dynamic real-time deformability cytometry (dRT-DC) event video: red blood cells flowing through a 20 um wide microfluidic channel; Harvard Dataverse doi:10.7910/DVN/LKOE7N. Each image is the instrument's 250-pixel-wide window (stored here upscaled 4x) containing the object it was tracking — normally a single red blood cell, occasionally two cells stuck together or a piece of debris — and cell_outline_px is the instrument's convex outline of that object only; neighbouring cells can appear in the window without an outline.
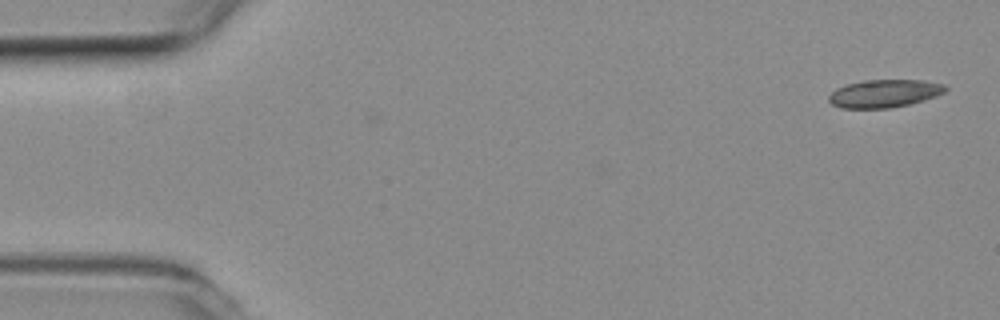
{"species": "common noctule bat (a hibernating species)", "species_latin": "Nyctalus noctula", "temperature_condition": "room temperature", "stored_images_in_passage": 13, "camera_frame_rate_fps": 3000, "um_per_image_px": 0.085, "animal": {"sex": "female", "body_mass_g": 19.3, "forearm_length_mm": 54.1}, "frame": {"image": 1, "passage_image": 1, "time_ms": 0.0, "image_size_px": [1000, 320], "cell_outline_px": [[948, 88], [944, 92], [936, 96], [924, 100], [908, 104], [888, 108], [840, 108], [832, 104], [828, 100], [828, 96], [836, 88], [848, 84], [864, 80], [924, 80], [944, 84]], "centroid_in_image_um": [75.17, 7.94], "position_along_channel_um": 9.8, "area_um2": 18.9}}
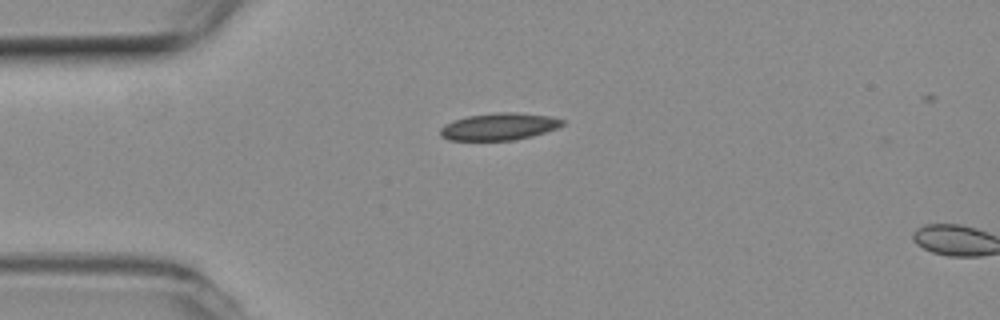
{"frame": {"image": 2, "passage_image": 12, "time_ms": 3.667, "image_size_px": [1000, 320], "cell_outline_px": [[564, 124], [556, 128], [532, 136], [516, 140], [448, 140], [440, 136], [440, 128], [452, 120], [468, 116], [500, 112], [508, 112], [548, 116], [564, 120]], "centroid_in_image_um": [42.38, 10.77], "position_along_channel_um": 42.6, "area_um2": 19.07}}